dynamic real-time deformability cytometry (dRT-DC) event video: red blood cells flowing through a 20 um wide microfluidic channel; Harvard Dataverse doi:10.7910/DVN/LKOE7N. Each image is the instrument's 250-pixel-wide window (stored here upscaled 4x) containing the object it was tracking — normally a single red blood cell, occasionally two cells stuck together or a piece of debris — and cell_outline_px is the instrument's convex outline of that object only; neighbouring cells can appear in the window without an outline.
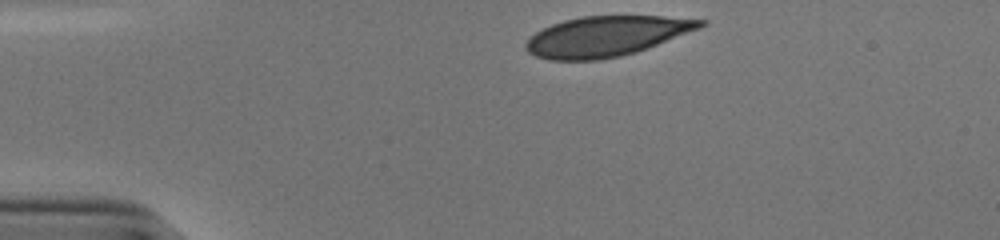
{"species": "human", "species_latin": "Homo sapiens", "temperature_condition": "cold", "stored_images_in_passage": 33, "camera_frame_rate_fps": 3000, "um_per_image_px": 0.085, "donor": {"sex": "male"}, "frame": {"image": 1, "passage_image": 1, "time_ms": 0.0, "image_size_px": [1000, 240], "cell_outline_px": [[708, 24], [700, 28], [648, 48], [636, 52], [620, 56], [600, 60], [548, 60], [536, 56], [528, 52], [524, 48], [524, 44], [536, 32], [552, 24], [564, 20], [580, 16], [664, 16], [708, 20]], "centroid_in_image_um": [51.55, 3.08], "position_along_channel_um": 33.4, "area_um2": 40.92}}
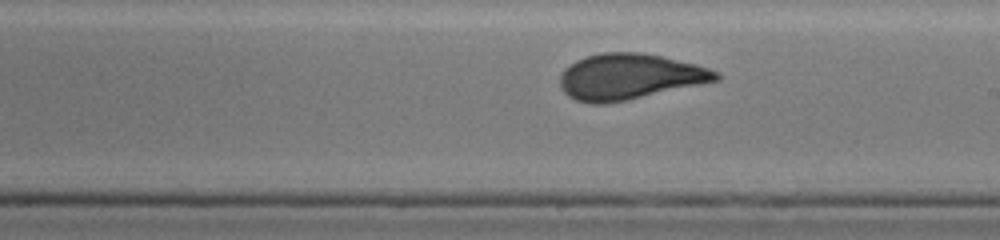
{"frame": {"image": 2, "passage_image": 21, "time_ms": 6.667, "image_size_px": [1000, 240], "cell_outline_px": [[720, 80], [624, 100], [604, 104], [592, 104], [576, 100], [568, 96], [560, 88], [560, 76], [564, 68], [576, 60], [584, 56], [604, 52], [640, 52], [660, 56], [696, 64], [720, 72]], "centroid_in_image_um": [53.47, 6.51], "position_along_channel_um": 235.5, "area_um2": 41.44}}
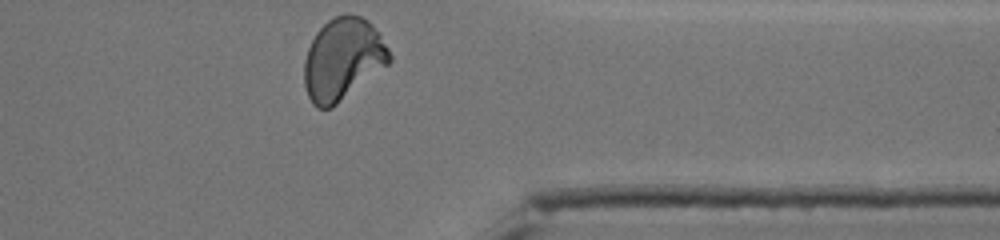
{"frame": {"image": 3, "passage_image": 33, "time_ms": 10.667, "image_size_px": [1000, 240], "cell_outline_px": [[392, 60], [388, 64], [332, 108], [316, 108], [312, 104], [308, 96], [304, 84], [304, 60], [308, 48], [316, 32], [328, 20], [336, 16], [360, 16], [368, 20], [372, 24], [388, 48], [392, 56]], "centroid_in_image_um": [29.12, 5.05], "position_along_channel_um": 382.3, "area_um2": 40.34}, "authors_computed_cell_mechanics": {"area_um2": 41.4426, "velocity_mm_per_s": 3.8547, "shape_relaxation_time_tau1_ms": 8.989, "shape_relaxation_time_tau2_ms": null, "deformation_change_tau1": 0.2487, "deformation_change_tau2": null}}